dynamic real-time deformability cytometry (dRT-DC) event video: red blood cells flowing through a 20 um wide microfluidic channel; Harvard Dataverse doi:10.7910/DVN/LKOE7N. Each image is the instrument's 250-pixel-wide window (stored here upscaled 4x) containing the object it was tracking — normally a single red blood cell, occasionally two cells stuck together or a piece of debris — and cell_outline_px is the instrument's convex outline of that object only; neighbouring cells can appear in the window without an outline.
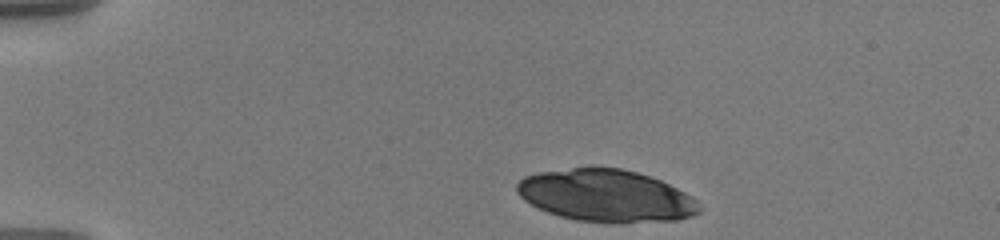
{"species": "human", "species_latin": "Homo sapiens", "temperature_condition": "warm", "stored_images_in_passage": 13, "camera_frame_rate_fps": 3000, "um_per_image_px": 0.085, "donor": {"sex": "male"}, "frame": {"image": 1, "passage_image": 1, "time_ms": 0.0, "image_size_px": [1000, 240], "cell_outline_px": [[700, 212], [692, 216], [676, 220], [612, 224], [576, 220], [560, 216], [548, 212], [524, 200], [516, 192], [516, 184], [524, 176], [536, 172], [588, 164], [592, 164], [620, 168], [636, 172], [660, 180], [684, 192], [696, 200], [700, 208]], "centroid_in_image_um": [51.47, 16.61], "position_along_channel_um": 33.5, "area_um2": 56.53}}